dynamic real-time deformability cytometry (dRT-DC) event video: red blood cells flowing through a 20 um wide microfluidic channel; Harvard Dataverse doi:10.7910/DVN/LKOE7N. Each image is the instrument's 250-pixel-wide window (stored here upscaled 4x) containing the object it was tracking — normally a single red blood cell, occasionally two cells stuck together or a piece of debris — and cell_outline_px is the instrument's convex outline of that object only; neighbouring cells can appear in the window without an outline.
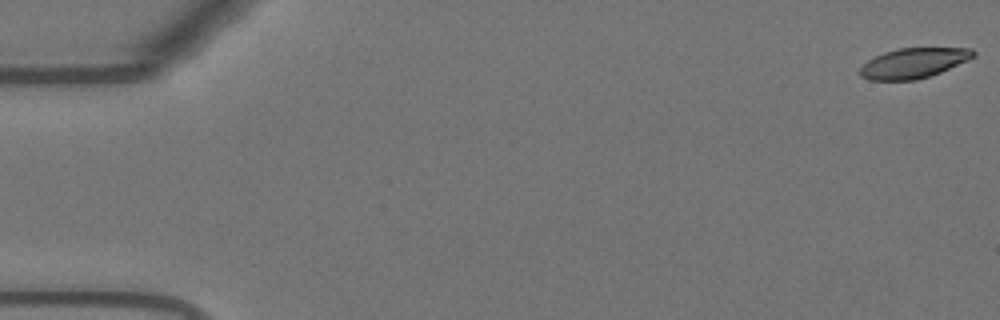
{"species": "Egyptian fruit bat (a non-hibernating species)", "species_latin": "Rousettus aegyptiacus", "temperature_condition": "warm", "stored_images_in_passage": 56, "camera_frame_rate_fps": 3000, "um_per_image_px": 0.085, "animal": {"sex": "female"}, "frame": {"image": 1, "passage_image": 1, "time_ms": 0.0, "image_size_px": [1000, 320], "cell_outline_px": [[976, 56], [968, 60], [940, 72], [916, 80], [868, 80], [860, 76], [860, 68], [868, 60], [884, 52], [900, 48], [972, 48], [976, 52]], "centroid_in_image_um": [77.66, 5.36], "position_along_channel_um": 7.3, "area_um2": 19.77}}
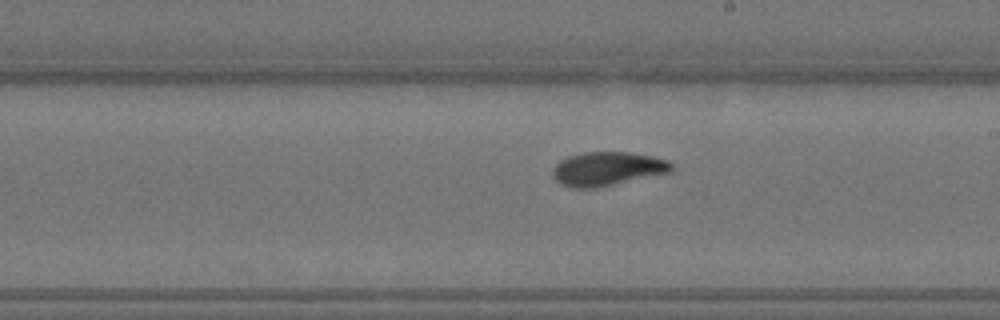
{"frame": {"image": 2, "passage_image": 32, "time_ms": 10.333, "image_size_px": [1000, 320], "cell_outline_px": [[676, 168], [672, 172], [596, 188], [572, 188], [560, 184], [552, 176], [552, 168], [560, 160], [568, 156], [580, 152], [628, 152], [652, 156], [668, 160]], "centroid_in_image_um": [51.63, 14.35], "position_along_channel_um": 237.4, "area_um2": 23.76}}
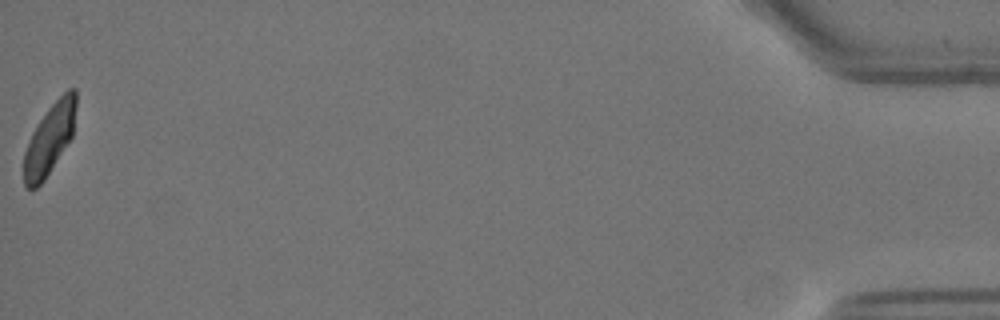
{"frame": {"image": 3, "passage_image": 56, "time_ms": 18.333, "image_size_px": [1000, 320], "cell_outline_px": [[76, 104], [72, 136], [44, 180], [36, 188], [28, 188], [24, 184], [24, 152], [32, 132], [48, 108], [68, 88], [76, 88]], "centroid_in_image_um": [4.21, 11.8], "position_along_channel_um": 431.0, "area_um2": 20.98}, "authors_computed_cell_mechanics": {"area_um2": 22.9177, "velocity_mm_per_s": 3.6633, "shape_relaxation_time_tau1_ms": 3.5839, "shape_relaxation_time_tau2_ms": 2.009, "deformation_change_tau1": 0.1477, "deformation_change_tau2": 0.0348}}